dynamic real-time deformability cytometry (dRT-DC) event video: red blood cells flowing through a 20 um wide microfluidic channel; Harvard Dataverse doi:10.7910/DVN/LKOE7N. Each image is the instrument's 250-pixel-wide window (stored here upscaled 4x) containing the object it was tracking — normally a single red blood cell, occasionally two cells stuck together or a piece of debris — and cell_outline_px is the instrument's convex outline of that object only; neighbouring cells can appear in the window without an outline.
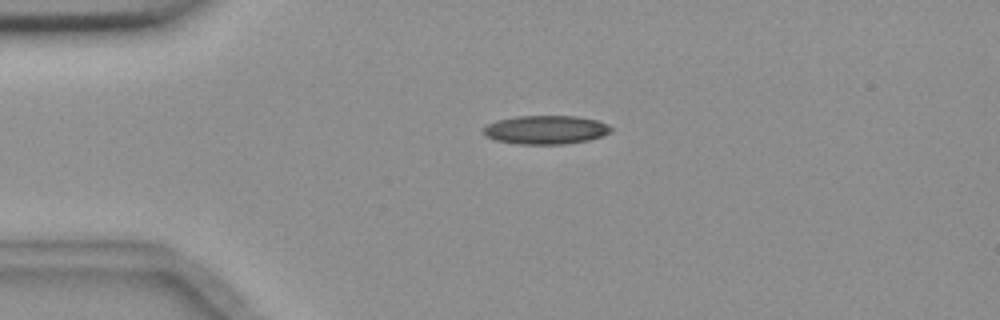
{"species": "common noctule bat (a hibernating species)", "species_latin": "Nyctalus noctula", "temperature_condition": "room temperature", "stored_images_in_passage": 2, "camera_frame_rate_fps": 3000, "um_per_image_px": 0.085, "animal": {"sex": "female", "body_mass_g": 18.4}, "frame": {"image": 1, "passage_image": 2, "time_ms": 2.0, "image_size_px": [1000, 320], "cell_outline_px": [[612, 132], [604, 136], [588, 140], [568, 144], [520, 144], [496, 140], [484, 136], [484, 128], [488, 124], [496, 120], [516, 116], [576, 116], [596, 120], [608, 124], [612, 128]], "centroid_in_image_um": [46.42, 11.03], "position_along_channel_um": 38.6, "area_um2": 21.44}}